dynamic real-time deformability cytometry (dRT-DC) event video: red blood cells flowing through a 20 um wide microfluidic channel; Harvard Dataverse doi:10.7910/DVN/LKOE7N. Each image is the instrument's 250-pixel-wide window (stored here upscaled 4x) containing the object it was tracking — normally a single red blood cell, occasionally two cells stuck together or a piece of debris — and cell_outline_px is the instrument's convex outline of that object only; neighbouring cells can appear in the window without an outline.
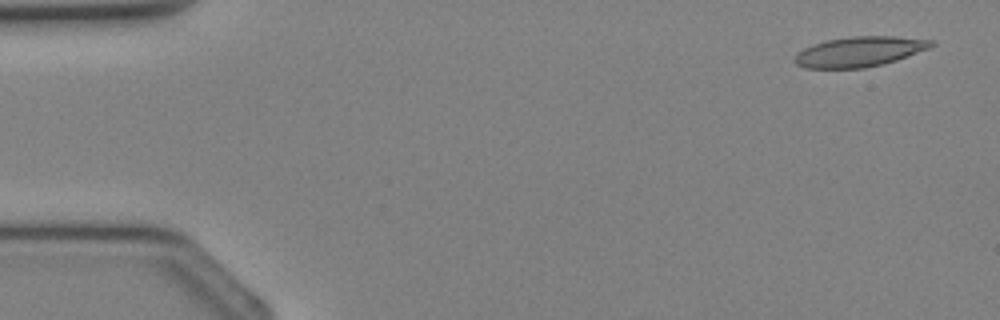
{"species": "Egyptian fruit bat (a non-hibernating species)", "species_latin": "Rousettus aegyptiacus", "temperature_condition": "cold", "stored_images_in_passage": 11, "camera_frame_rate_fps": 3000, "um_per_image_px": 0.085, "animal": {"sex": "female"}, "frame": {"image": 1, "passage_image": 2, "time_ms": 0.333, "image_size_px": [1000, 320], "cell_outline_px": [[936, 44], [928, 48], [896, 60], [864, 68], [808, 68], [796, 64], [792, 60], [796, 52], [812, 44], [828, 40], [852, 36], [892, 36], [936, 40]], "centroid_in_image_um": [73.03, 4.38], "position_along_channel_um": 12.0, "area_um2": 23.87}}
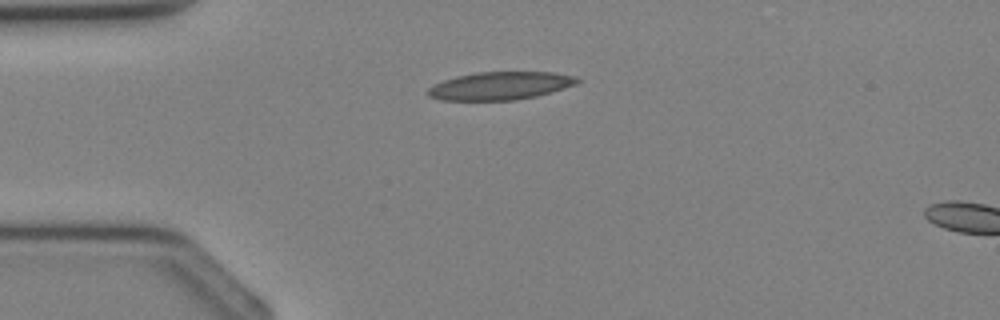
{"frame": {"image": 2, "passage_image": 9, "time_ms": 2.667, "image_size_px": [1000, 320], "cell_outline_px": [[580, 80], [576, 84], [552, 92], [536, 96], [516, 100], [440, 100], [428, 96], [424, 92], [428, 88], [444, 80], [456, 76], [476, 72], [552, 72], [576, 76]], "centroid_in_image_um": [42.5, 7.29], "position_along_channel_um": 42.5, "area_um2": 24.39}}